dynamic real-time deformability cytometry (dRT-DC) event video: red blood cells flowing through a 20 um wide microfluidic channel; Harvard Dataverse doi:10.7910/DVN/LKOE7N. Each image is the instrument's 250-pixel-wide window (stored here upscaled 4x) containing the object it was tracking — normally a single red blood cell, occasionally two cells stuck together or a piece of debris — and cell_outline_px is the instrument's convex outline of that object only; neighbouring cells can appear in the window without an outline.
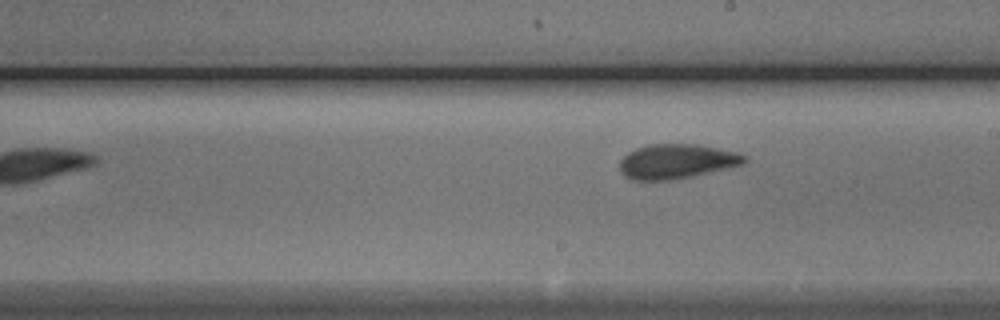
{"species": "Egyptian fruit bat (a non-hibernating species)", "species_latin": "Rousettus aegyptiacus", "temperature_condition": "cold", "stored_images_in_passage": 12, "camera_frame_rate_fps": 3000, "um_per_image_px": 0.085, "animal": {"sex": "male"}, "frame": {"image": 1, "passage_image": 12, "time_ms": 14.333, "image_size_px": [1000, 320], "cell_outline_px": [[748, 160], [744, 164], [692, 176], [672, 180], [632, 180], [624, 176], [620, 172], [620, 160], [628, 152], [636, 148], [648, 144], [696, 144], [736, 152], [748, 156]], "centroid_in_image_um": [57.5, 13.72], "position_along_channel_um": 231.5, "area_um2": 25.2}}